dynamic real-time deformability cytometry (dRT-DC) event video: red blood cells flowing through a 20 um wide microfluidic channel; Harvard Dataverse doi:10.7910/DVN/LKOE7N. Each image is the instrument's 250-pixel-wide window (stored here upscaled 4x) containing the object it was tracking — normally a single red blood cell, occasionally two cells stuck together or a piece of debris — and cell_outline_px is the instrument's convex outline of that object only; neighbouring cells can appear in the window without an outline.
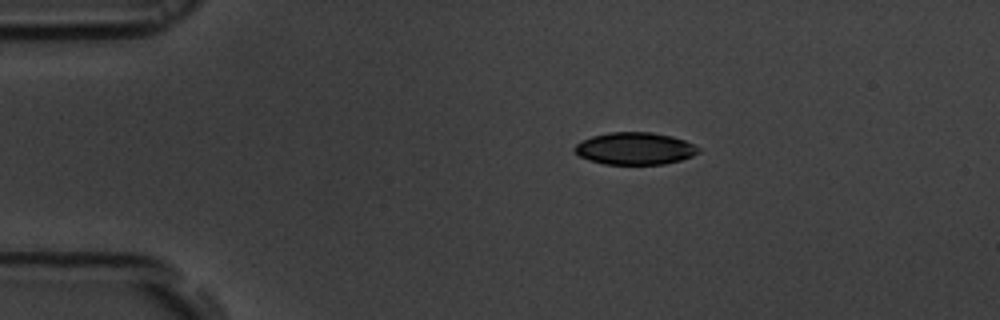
{"species": "common noctule bat (a hibernating species)", "species_latin": "Nyctalus noctula", "temperature_condition": "room temperature", "stored_images_in_passage": 45, "camera_frame_rate_fps": 3000, "um_per_image_px": 0.085, "animal": {"sex": "male", "body_mass_g": 19.5, "forearm_length_mm": 54.6}, "frame": {"image": 1, "passage_image": 1, "time_ms": 0.0, "image_size_px": [1000, 320], "cell_outline_px": [[700, 152], [692, 156], [680, 160], [664, 164], [604, 164], [580, 156], [572, 148], [576, 144], [592, 136], [608, 132], [652, 132], [672, 136], [684, 140], [700, 148]], "centroid_in_image_um": [53.98, 12.62], "position_along_channel_um": 31.0, "area_um2": 23.12}}
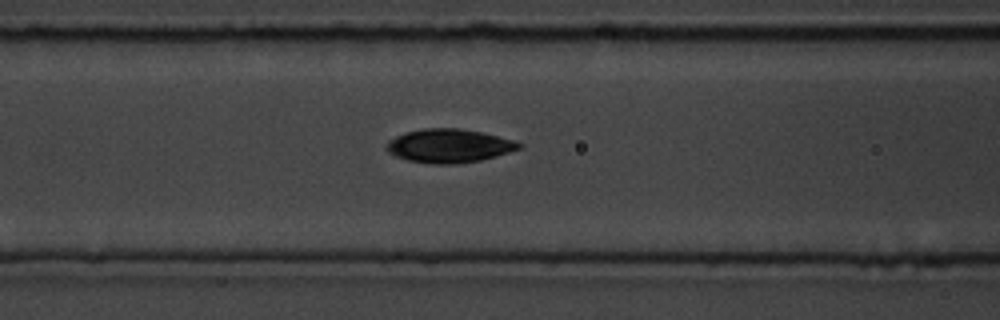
{"frame": {"image": 2, "passage_image": 13, "time_ms": 4.0, "image_size_px": [1000, 320], "cell_outline_px": [[524, 144], [520, 148], [496, 156], [480, 160], [456, 164], [432, 164], [408, 160], [396, 156], [388, 152], [384, 148], [388, 140], [404, 132], [424, 128], [460, 128], [480, 132], [512, 140]], "centroid_in_image_um": [38.12, 12.39], "position_along_channel_um": 128.5, "area_um2": 25.89}}
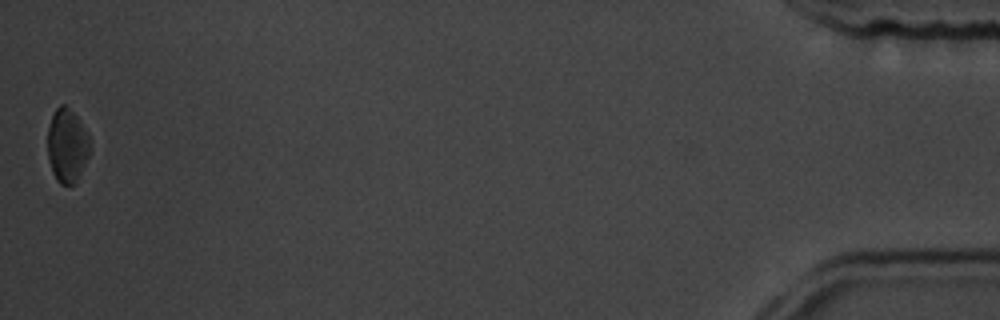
{"frame": {"image": 3, "passage_image": 45, "time_ms": 14.667, "image_size_px": [1000, 320], "cell_outline_px": [[88, 156], [76, 184], [60, 184], [56, 180], [52, 172], [48, 160], [48, 128], [52, 116], [56, 108], [60, 104], [64, 104], [80, 120], [88, 132]], "centroid_in_image_um": [5.69, 12.39], "position_along_channel_um": 429.5, "area_um2": 18.09}, "authors_computed_cell_mechanics": {"area_um2": 24.3338, "velocity_mm_per_s": 3.7203, "shape_relaxation_time_tau1_ms": 1.4413, "shape_relaxation_time_tau2_ms": 8.9305, "deformation_change_tau1": 0.0938, "deformation_change_tau2": 0.1155}}